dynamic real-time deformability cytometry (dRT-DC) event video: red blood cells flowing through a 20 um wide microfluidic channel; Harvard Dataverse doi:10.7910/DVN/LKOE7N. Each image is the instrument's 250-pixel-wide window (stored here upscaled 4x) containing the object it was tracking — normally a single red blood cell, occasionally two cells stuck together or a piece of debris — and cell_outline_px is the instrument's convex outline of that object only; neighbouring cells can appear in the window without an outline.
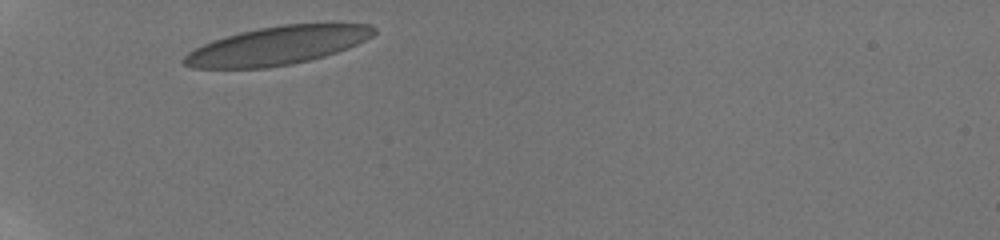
{"species": "human", "species_latin": "Homo sapiens", "temperature_condition": "room temperature", "stored_images_in_passage": 8, "camera_frame_rate_fps": 3000, "um_per_image_px": 0.085, "donor": {"sex": "male"}, "frame": {"image": 1, "passage_image": 1, "time_ms": 0.0, "image_size_px": [1000, 240], "cell_outline_px": [[376, 32], [372, 36], [348, 48], [324, 56], [292, 64], [264, 68], [192, 68], [184, 64], [180, 60], [188, 52], [212, 40], [240, 32], [280, 24], [368, 24], [376, 28]], "centroid_in_image_um": [23.54, 3.88], "position_along_channel_um": 61.5, "area_um2": 42.14}}
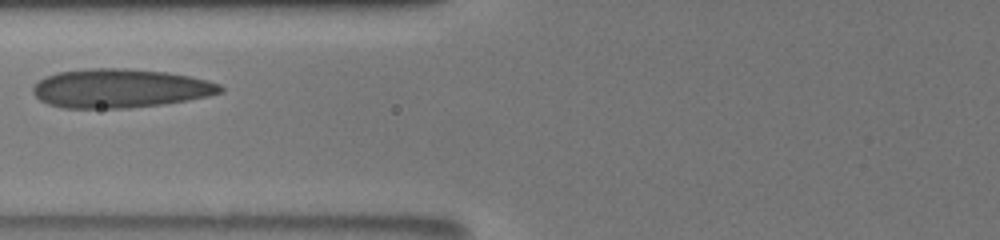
{"frame": {"image": 2, "passage_image": 4, "time_ms": 2.0, "image_size_px": [1000, 240], "cell_outline_px": [[224, 92], [208, 96], [188, 100], [160, 104], [128, 108], [64, 108], [48, 104], [40, 100], [32, 92], [32, 88], [40, 80], [56, 72], [92, 68], [128, 68], [168, 72], [208, 80], [220, 84], [224, 88]], "centroid_in_image_um": [10.23, 7.5], "position_along_channel_um": 115.6, "area_um2": 42.48}}